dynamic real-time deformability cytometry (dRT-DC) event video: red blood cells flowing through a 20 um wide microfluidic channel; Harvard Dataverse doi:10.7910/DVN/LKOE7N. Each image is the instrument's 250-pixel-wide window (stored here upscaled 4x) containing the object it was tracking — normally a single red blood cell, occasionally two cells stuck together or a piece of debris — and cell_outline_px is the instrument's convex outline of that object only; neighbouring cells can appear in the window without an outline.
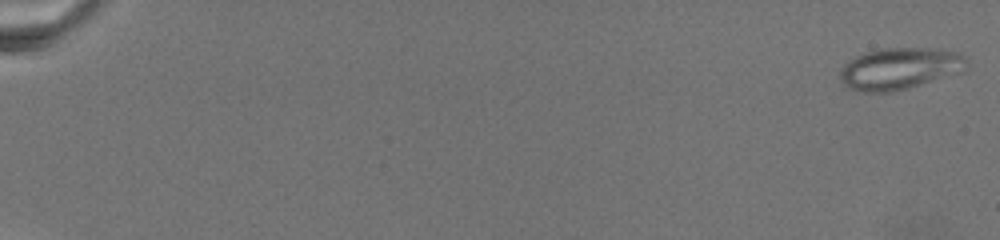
{"species": "common noctule bat (a hibernating species)", "species_latin": "Nyctalus noctula", "temperature_condition": "warm", "stored_images_in_passage": 27, "camera_frame_rate_fps": 3000, "um_per_image_px": 0.085, "animal": {"sex": "female", "body_mass_g": 19.5, "forearm_length_mm": 54.1}, "frame": {"image": 1, "passage_image": 1, "time_ms": 0.0, "image_size_px": [1000, 240], "cell_outline_px": [[968, 64], [960, 72], [908, 88], [892, 92], [864, 92], [848, 88], [840, 80], [840, 68], [848, 60], [856, 56], [868, 52], [884, 48], [928, 48], [960, 52], [968, 56]], "centroid_in_image_um": [76.48, 5.82], "position_along_channel_um": 8.5, "area_um2": 30.81}}
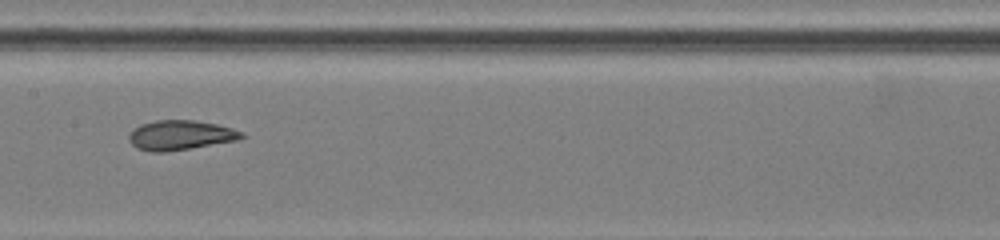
{"frame": {"image": 2, "passage_image": 16, "time_ms": 14.0, "image_size_px": [1000, 240], "cell_outline_px": [[248, 136], [236, 140], [164, 152], [152, 152], [136, 148], [128, 140], [128, 136], [140, 124], [156, 120], [196, 120], [216, 124], [232, 128], [244, 132]], "centroid_in_image_um": [15.34, 11.48], "position_along_channel_um": 192.1, "area_um2": 19.36}}
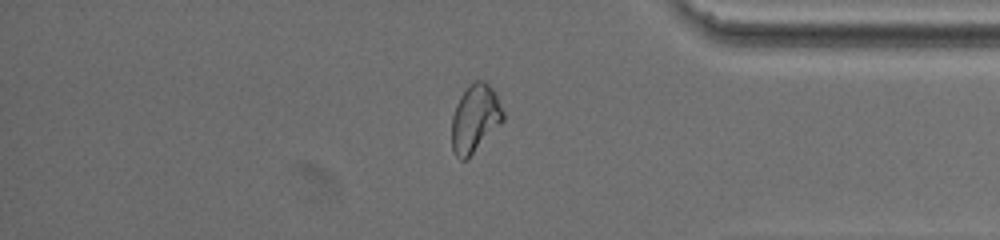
{"frame": {"image": 3, "passage_image": 24, "time_ms": 21.667, "image_size_px": [1000, 240], "cell_outline_px": [[504, 120], [468, 160], [460, 160], [456, 156], [452, 148], [452, 116], [456, 104], [460, 96], [472, 80], [484, 80], [496, 92], [504, 112]], "centroid_in_image_um": [40.38, 10.07], "position_along_channel_um": 394.8, "area_um2": 20.63}}